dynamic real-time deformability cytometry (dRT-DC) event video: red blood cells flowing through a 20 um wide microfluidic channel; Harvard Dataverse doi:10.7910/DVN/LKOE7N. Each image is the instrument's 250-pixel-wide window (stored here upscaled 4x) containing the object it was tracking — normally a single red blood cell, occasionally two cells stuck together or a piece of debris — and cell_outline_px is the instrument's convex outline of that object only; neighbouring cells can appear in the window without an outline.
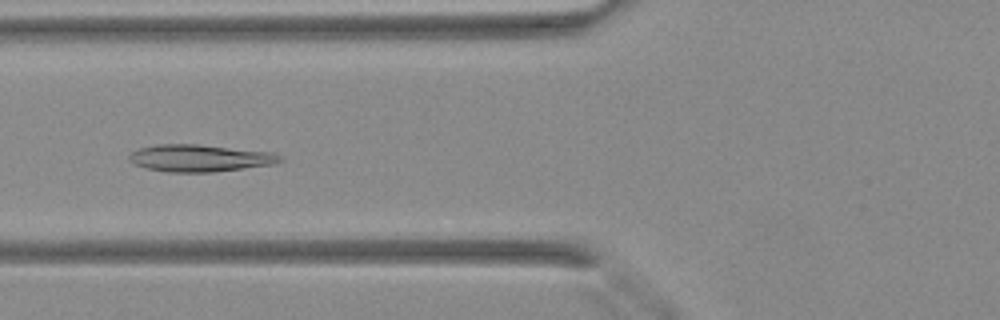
{"species": "Egyptian fruit bat (a non-hibernating species)", "species_latin": "Rousettus aegyptiacus", "temperature_condition": "warm", "stored_images_in_passage": 43, "camera_frame_rate_fps": 3000, "um_per_image_px": 0.085, "animal": {"sex": "female"}, "frame": {"image": 1, "passage_image": 18, "time_ms": 5.667, "image_size_px": [1000, 320], "cell_outline_px": [[284, 160], [276, 164], [212, 172], [168, 172], [148, 168], [132, 164], [128, 160], [128, 156], [132, 152], [140, 148], [156, 144], [200, 144], [272, 152], [284, 156]], "centroid_in_image_um": [17.02, 13.43], "position_along_channel_um": 108.8, "area_um2": 24.04}}
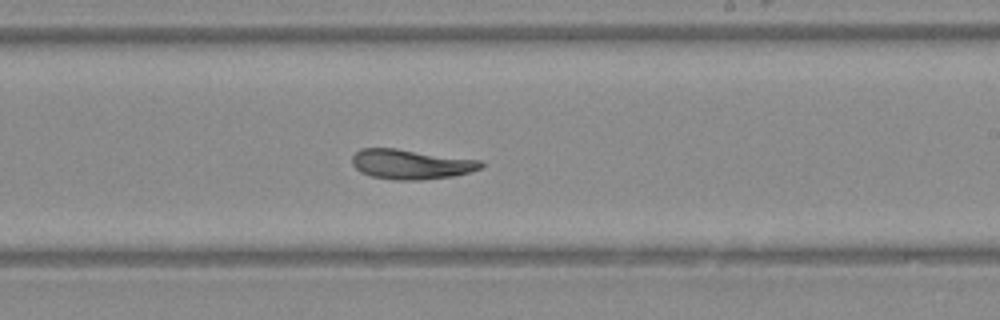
{"frame": {"image": 2, "passage_image": 27, "time_ms": 8.667, "image_size_px": [1000, 320], "cell_outline_px": [[484, 168], [472, 172], [452, 176], [420, 180], [396, 180], [372, 176], [360, 172], [352, 164], [352, 156], [360, 148], [396, 148], [480, 160], [484, 164]], "centroid_in_image_um": [34.95, 13.96], "position_along_channel_um": 254.1, "area_um2": 22.48}}
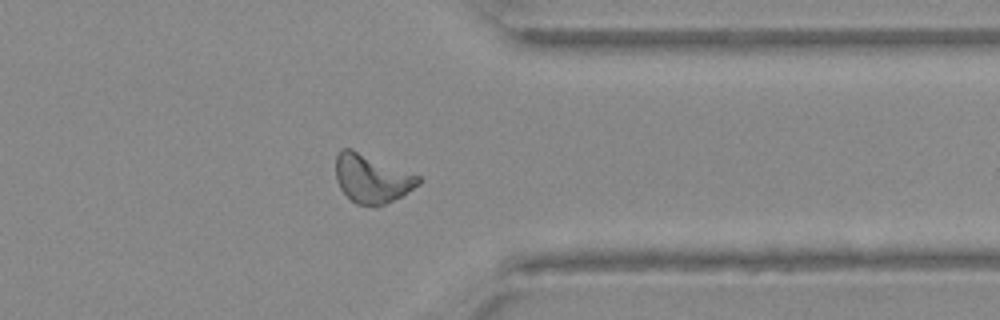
{"frame": {"image": 3, "passage_image": 35, "time_ms": 11.333, "image_size_px": [1000, 320], "cell_outline_px": [[420, 184], [400, 196], [376, 208], [356, 204], [340, 188], [336, 180], [336, 156], [340, 148], [352, 148], [420, 176]], "centroid_in_image_um": [31.58, 15.17], "position_along_channel_um": 379.8, "area_um2": 23.41}}